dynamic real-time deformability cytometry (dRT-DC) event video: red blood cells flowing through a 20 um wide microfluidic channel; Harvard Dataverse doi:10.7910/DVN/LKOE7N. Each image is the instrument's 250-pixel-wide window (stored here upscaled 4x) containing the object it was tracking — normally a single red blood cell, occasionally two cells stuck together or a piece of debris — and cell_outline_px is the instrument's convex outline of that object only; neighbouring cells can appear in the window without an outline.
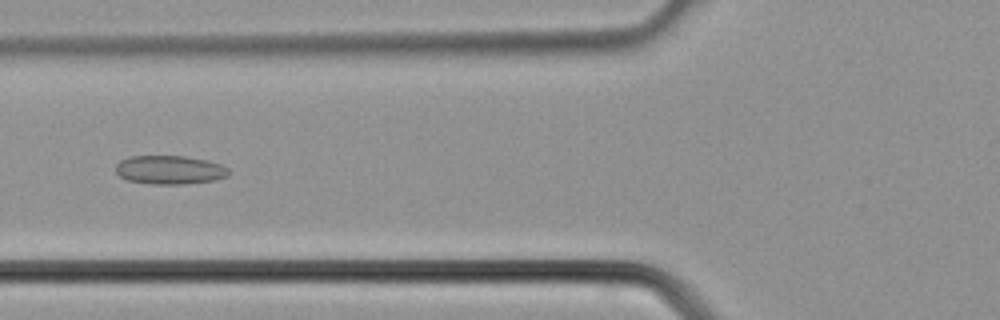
{"species": "common noctule bat (a hibernating species)", "species_latin": "Nyctalus noctula", "temperature_condition": "cold", "stored_images_in_passage": 32, "camera_frame_rate_fps": 3000, "um_per_image_px": 0.085, "animal": {"sex": "male", "body_mass_g": 21.5, "forearm_length_mm": 52.0}, "frame": {"image": 1, "passage_image": 10, "time_ms": 3.0, "image_size_px": [1000, 320], "cell_outline_px": [[228, 176], [216, 180], [184, 184], [152, 184], [128, 180], [120, 176], [116, 172], [116, 164], [120, 160], [132, 156], [184, 156], [208, 160], [220, 164], [228, 168]], "centroid_in_image_um": [14.43, 14.44], "position_along_channel_um": 111.4, "area_um2": 18.9}}
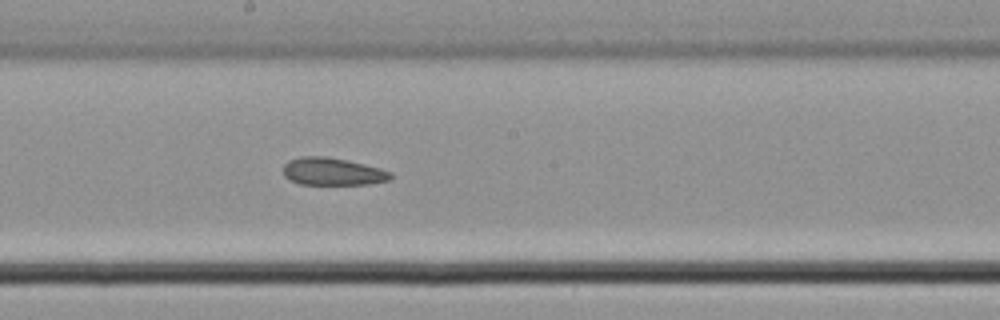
{"frame": {"image": 2, "passage_image": 16, "time_ms": 5.0, "image_size_px": [1000, 320], "cell_outline_px": [[392, 176], [388, 180], [368, 184], [300, 184], [284, 176], [284, 164], [288, 160], [300, 156], [324, 156], [348, 160], [380, 168], [392, 172]], "centroid_in_image_um": [28.26, 14.57], "position_along_channel_um": 219.9, "area_um2": 17.17}}
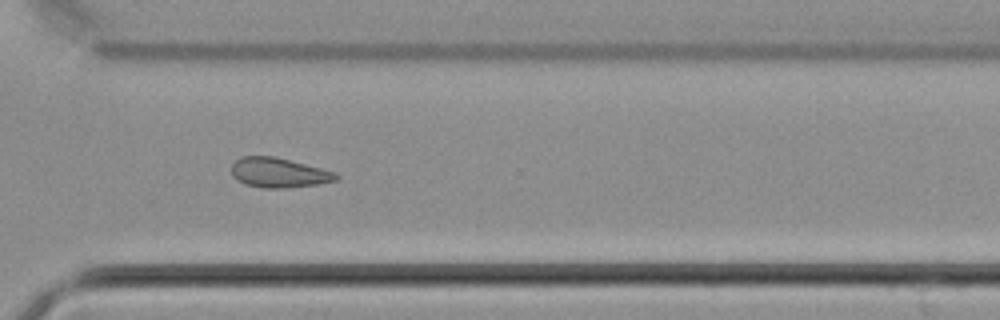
{"frame": {"image": 3, "passage_image": 23, "time_ms": 7.333, "image_size_px": [1000, 320], "cell_outline_px": [[340, 176], [336, 180], [316, 184], [284, 188], [264, 188], [244, 184], [236, 180], [232, 176], [232, 164], [240, 156], [272, 156], [336, 172]], "centroid_in_image_um": [23.65, 14.68], "position_along_channel_um": 346.9, "area_um2": 17.98}}